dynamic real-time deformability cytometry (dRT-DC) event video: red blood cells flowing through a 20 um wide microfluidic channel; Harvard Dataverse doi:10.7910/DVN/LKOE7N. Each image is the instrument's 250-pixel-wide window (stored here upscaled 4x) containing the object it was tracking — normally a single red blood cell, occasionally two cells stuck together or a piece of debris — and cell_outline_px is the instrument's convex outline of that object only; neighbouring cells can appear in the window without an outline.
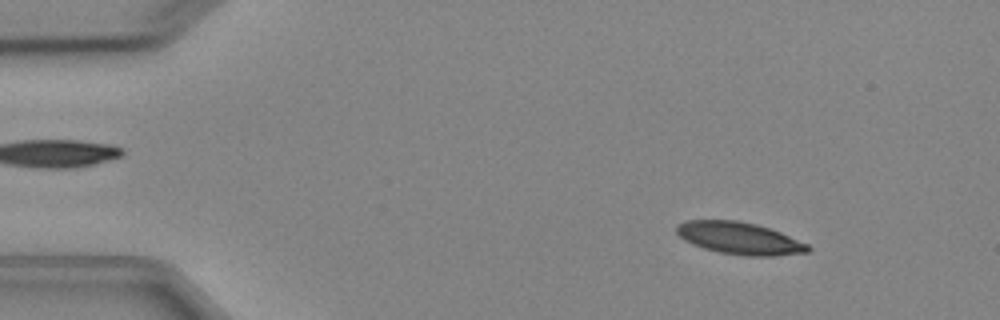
{"species": "Egyptian fruit bat (a non-hibernating species)", "species_latin": "Rousettus aegyptiacus", "temperature_condition": "cold", "stored_images_in_passage": 5, "camera_frame_rate_fps": 3000, "um_per_image_px": 0.085, "animal": {"sex": "female"}, "frame": {"image": 1, "passage_image": 2, "time_ms": 1.333, "image_size_px": [1000, 320], "cell_outline_px": [[812, 248], [808, 252], [776, 256], [744, 256], [720, 252], [704, 248], [692, 244], [684, 240], [676, 232], [676, 224], [688, 220], [736, 220], [756, 224], [780, 232], [808, 244]], "centroid_in_image_um": [62.85, 20.25], "position_along_channel_um": 22.1, "area_um2": 24.62}}